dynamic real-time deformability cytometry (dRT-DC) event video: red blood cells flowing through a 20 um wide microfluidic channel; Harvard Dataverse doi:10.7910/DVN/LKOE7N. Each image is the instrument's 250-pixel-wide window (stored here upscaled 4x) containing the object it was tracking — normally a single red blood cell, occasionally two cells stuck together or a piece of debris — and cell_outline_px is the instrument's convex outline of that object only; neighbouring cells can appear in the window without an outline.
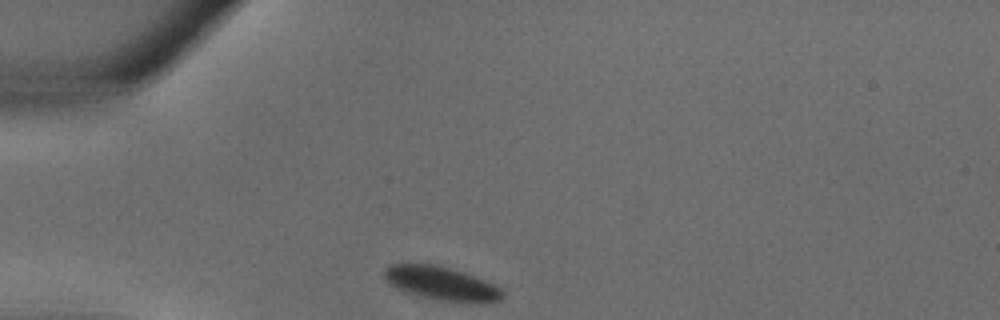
{"species": "common noctule bat (a hibernating species)", "species_latin": "Nyctalus noctula", "temperature_condition": "warm", "stored_images_in_passage": 23, "camera_frame_rate_fps": 3000, "um_per_image_px": 0.085, "animal": {"sex": "male", "body_mass_g": 18.8}, "frame": {"image": 1, "passage_image": 1, "time_ms": 0.0, "image_size_px": [1000, 320], "cell_outline_px": [[504, 296], [500, 300], [488, 304], [480, 304], [440, 300], [416, 296], [404, 292], [388, 284], [384, 276], [384, 268], [392, 264], [432, 264], [464, 272], [484, 280], [500, 288], [504, 292]], "centroid_in_image_um": [37.53, 24.12], "position_along_channel_um": 47.5, "area_um2": 23.47}}
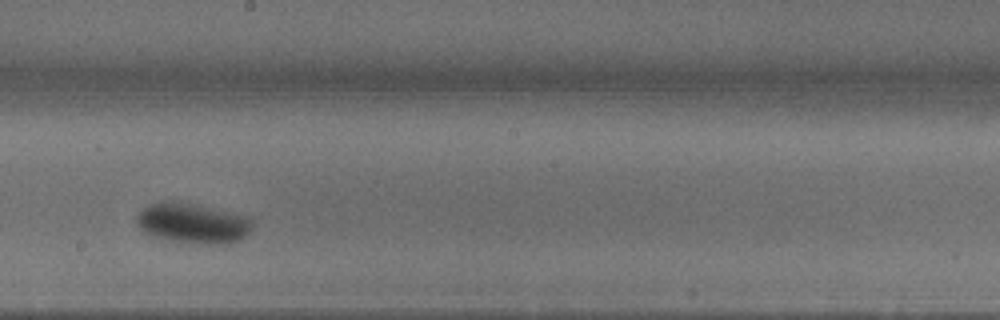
{"frame": {"image": 2, "passage_image": 12, "time_ms": 3.667, "image_size_px": [1000, 320], "cell_outline_px": [[252, 228], [240, 240], [228, 244], [188, 244], [168, 240], [152, 236], [144, 232], [136, 224], [136, 216], [144, 208], [152, 204], [188, 204], [248, 216], [252, 220]], "centroid_in_image_um": [16.4, 19.05], "position_along_channel_um": 231.8, "area_um2": 26.41}}
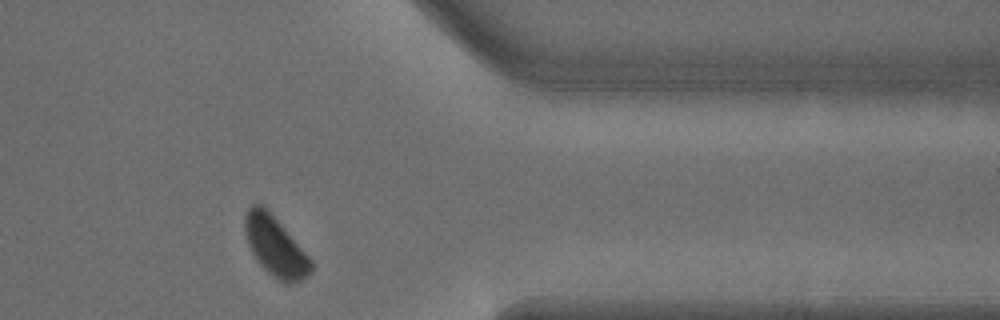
{"frame": {"image": 3, "passage_image": 21, "time_ms": 6.667, "image_size_px": [1000, 320], "cell_outline_px": [[312, 272], [308, 276], [292, 284], [284, 284], [272, 276], [256, 260], [248, 244], [244, 232], [244, 216], [248, 208], [252, 204], [264, 204], [268, 208], [312, 260]], "centroid_in_image_um": [23.39, 20.93], "position_along_channel_um": 388.0, "area_um2": 23.29}}